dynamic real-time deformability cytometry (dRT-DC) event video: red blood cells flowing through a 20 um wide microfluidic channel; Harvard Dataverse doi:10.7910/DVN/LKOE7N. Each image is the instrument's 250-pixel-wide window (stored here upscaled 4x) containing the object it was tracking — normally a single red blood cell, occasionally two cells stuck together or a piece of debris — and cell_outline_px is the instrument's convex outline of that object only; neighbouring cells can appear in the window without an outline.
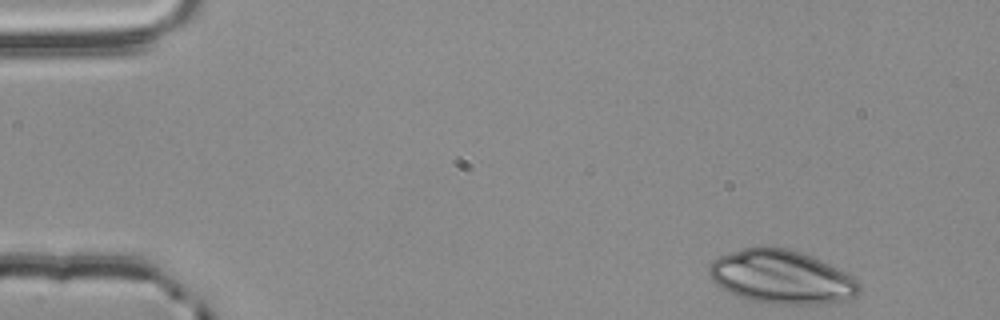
{"species": "common noctule bat (a hibernating species)", "species_latin": "Nyctalus noctula", "temperature_condition": "room temperature", "stored_images_in_passage": 13, "camera_frame_rate_fps": 3000, "um_per_image_px": 0.085, "animal": {"sex": "male", "body_mass_g": 20.4}, "frame": {"image": 1, "passage_image": 1, "time_ms": 0.0, "image_size_px": [1000, 320], "cell_outline_px": [[860, 292], [856, 296], [848, 300], [820, 304], [772, 304], [748, 300], [736, 296], [716, 284], [708, 276], [708, 264], [712, 260], [720, 256], [744, 248], [764, 244], [788, 248], [812, 256], [852, 276], [856, 280], [860, 288]], "centroid_in_image_um": [66.39, 23.54], "position_along_channel_um": 18.6, "area_um2": 47.34}}